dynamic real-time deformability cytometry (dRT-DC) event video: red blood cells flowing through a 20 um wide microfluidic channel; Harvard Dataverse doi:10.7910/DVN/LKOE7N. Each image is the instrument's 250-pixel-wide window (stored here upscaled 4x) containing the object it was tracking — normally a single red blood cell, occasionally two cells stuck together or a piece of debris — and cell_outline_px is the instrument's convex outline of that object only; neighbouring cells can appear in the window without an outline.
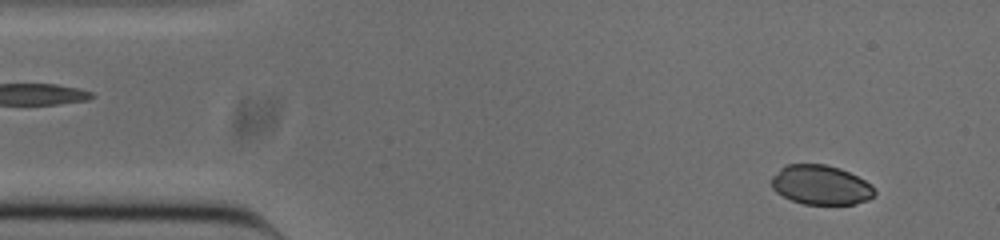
{"species": "common noctule bat (a hibernating species)", "species_latin": "Nyctalus noctula", "temperature_condition": "cold", "stored_images_in_passage": 52, "camera_frame_rate_fps": 3000, "um_per_image_px": 0.085, "animal": {"sex": "male", "body_mass_g": 20.0, "forearm_length_mm": 53.3}, "frame": {"image": 1, "passage_image": 4, "time_ms": 1.0, "image_size_px": [1000, 240], "cell_outline_px": [[876, 192], [868, 200], [856, 204], [804, 204], [792, 200], [776, 192], [772, 188], [772, 176], [780, 168], [788, 164], [824, 164], [840, 168], [872, 184]], "centroid_in_image_um": [69.77, 15.72], "position_along_channel_um": 15.2, "area_um2": 23.64}}
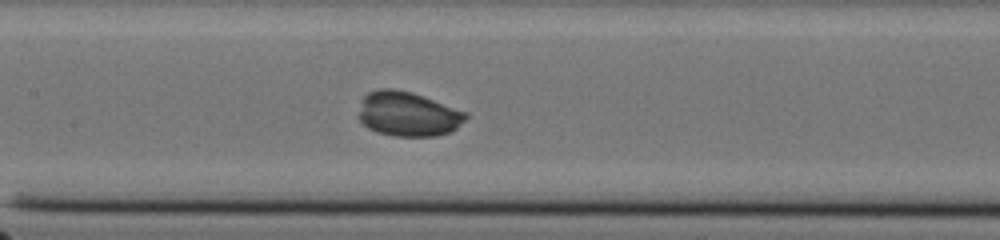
{"frame": {"image": 2, "passage_image": 23, "time_ms": 7.333, "image_size_px": [1000, 240], "cell_outline_px": [[468, 116], [456, 128], [448, 132], [436, 136], [396, 136], [376, 132], [368, 128], [356, 116], [364, 96], [368, 92], [380, 88], [392, 88], [412, 92], [468, 112]], "centroid_in_image_um": [34.65, 9.68], "position_along_channel_um": 172.8, "area_um2": 27.92}}
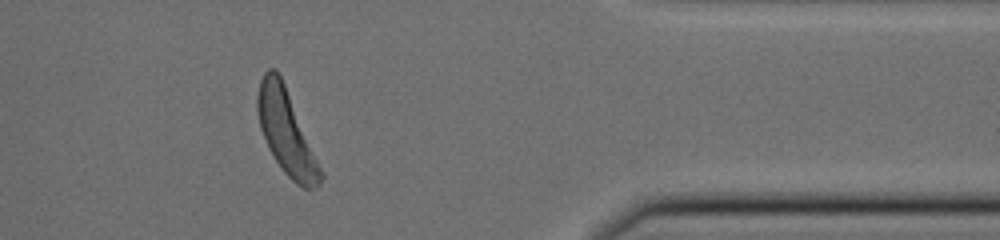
{"frame": {"image": 3, "passage_image": 42, "time_ms": 13.667, "image_size_px": [1000, 240], "cell_outline_px": [[324, 176], [320, 184], [316, 188], [304, 188], [296, 184], [284, 172], [268, 148], [260, 128], [256, 108], [256, 96], [260, 80], [264, 72], [268, 68], [276, 68], [284, 84]], "centroid_in_image_um": [24.29, 11.22], "position_along_channel_um": 387.1, "area_um2": 30.29}, "authors_computed_cell_mechanics": {"area_um2": 27.6573, "velocity_mm_per_s": 3.8294, "shape_relaxation_time_tau1_ms": 4.0515, "shape_relaxation_time_tau2_ms": null, "deformation_change_tau1": 0.1842, "deformation_change_tau2": null}}